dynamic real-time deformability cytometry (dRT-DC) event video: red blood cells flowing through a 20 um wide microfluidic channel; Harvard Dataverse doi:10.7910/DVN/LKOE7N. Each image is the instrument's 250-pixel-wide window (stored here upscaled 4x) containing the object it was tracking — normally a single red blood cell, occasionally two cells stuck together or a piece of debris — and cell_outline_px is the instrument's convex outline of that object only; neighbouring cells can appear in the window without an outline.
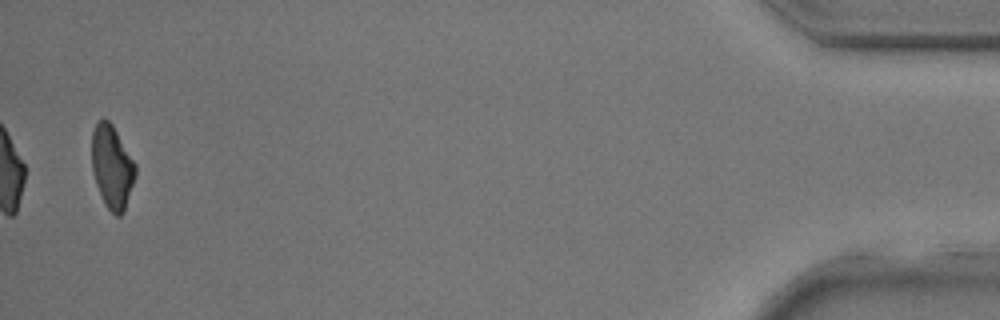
{"species": "common noctule bat (a hibernating species)", "species_latin": "Nyctalus noctula", "temperature_condition": "room temperature", "stored_images_in_passage": 29, "camera_frame_rate_fps": 3000, "um_per_image_px": 0.085, "animal": {"sex": "male", "body_mass_g": 17.9, "forearm_length_mm": 54.2}, "frame": {"image": 1, "passage_image": 29, "time_ms": 9.333, "image_size_px": [1000, 320], "cell_outline_px": [[136, 176], [124, 212], [120, 216], [116, 216], [104, 204], [96, 184], [92, 172], [92, 128], [104, 116], [112, 124], [136, 164]], "centroid_in_image_um": [9.52, 14.19], "position_along_channel_um": 425.7, "area_um2": 21.33}}